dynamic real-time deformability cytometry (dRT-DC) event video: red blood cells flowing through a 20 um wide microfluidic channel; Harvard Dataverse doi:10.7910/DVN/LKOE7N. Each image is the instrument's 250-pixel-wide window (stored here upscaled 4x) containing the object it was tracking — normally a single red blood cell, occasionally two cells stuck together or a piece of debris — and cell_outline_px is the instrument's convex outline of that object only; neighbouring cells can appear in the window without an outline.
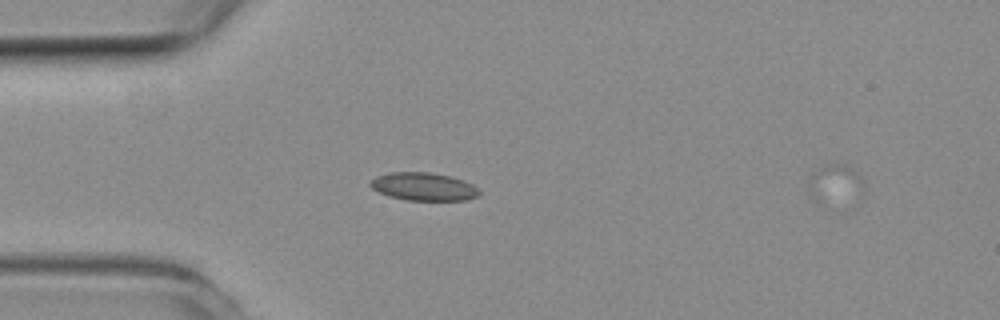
{"species": "common noctule bat (a hibernating species)", "species_latin": "Nyctalus noctula", "temperature_condition": "room temperature", "stored_images_in_passage": 3, "segment_of_instrument_passage": [1, 2], "camera_frame_rate_fps": 3000, "um_per_image_px": 0.085, "animal": {"sex": "female", "body_mass_g": 19.3, "forearm_length_mm": 54.1}, "frame": {"image": 1, "passage_image": 1, "time_ms": 0.0, "image_size_px": [1000, 320], "cell_outline_px": [[480, 192], [476, 196], [468, 200], [408, 200], [388, 196], [372, 188], [368, 184], [376, 176], [388, 172], [428, 172], [452, 176], [464, 180], [480, 188]], "centroid_in_image_um": [36.02, 15.85], "position_along_channel_um": 49.0, "area_um2": 17.86}}